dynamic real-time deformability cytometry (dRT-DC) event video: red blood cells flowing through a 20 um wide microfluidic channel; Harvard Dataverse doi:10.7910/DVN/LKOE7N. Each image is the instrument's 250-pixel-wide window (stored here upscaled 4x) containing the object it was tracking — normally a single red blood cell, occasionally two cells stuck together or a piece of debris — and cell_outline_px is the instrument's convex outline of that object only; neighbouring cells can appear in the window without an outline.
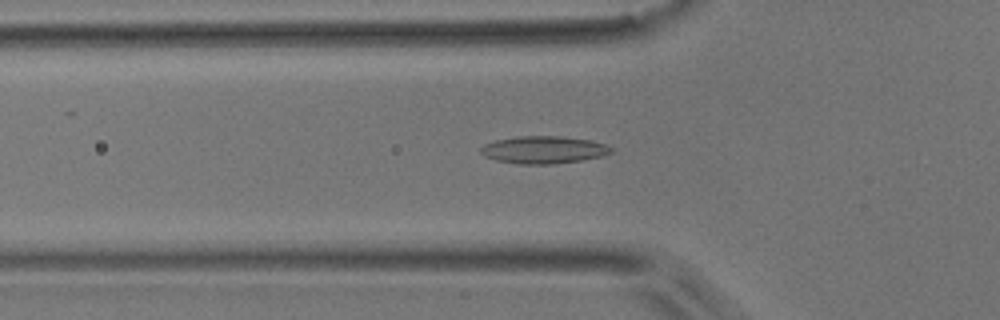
{"species": "common noctule bat (a hibernating species)", "species_latin": "Nyctalus noctula", "temperature_condition": "room temperature", "stored_images_in_passage": 39, "camera_frame_rate_fps": 3000, "um_per_image_px": 0.085, "animal": {"sex": "male", "body_mass_g": 17.9}, "frame": {"image": 1, "passage_image": 5, "time_ms": 1.333, "image_size_px": [1000, 320], "cell_outline_px": [[612, 152], [600, 156], [584, 160], [552, 164], [516, 164], [496, 160], [484, 156], [480, 152], [480, 148], [484, 144], [496, 140], [516, 136], [560, 136], [592, 140], [604, 144], [612, 148]], "centroid_in_image_um": [46.18, 12.73], "position_along_channel_um": 79.6, "area_um2": 20.92}}
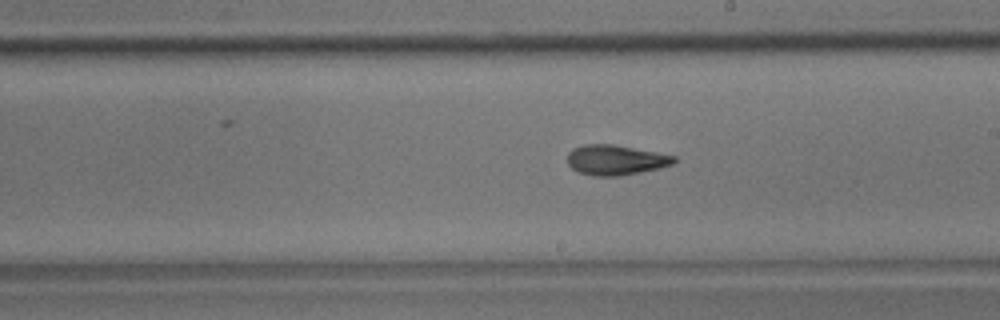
{"frame": {"image": 2, "passage_image": 17, "time_ms": 5.333, "image_size_px": [1000, 320], "cell_outline_px": [[676, 160], [672, 164], [660, 168], [620, 176], [592, 176], [576, 172], [568, 164], [568, 152], [572, 148], [584, 144], [612, 144], [656, 152], [676, 156]], "centroid_in_image_um": [52.29, 13.6], "position_along_channel_um": 236.7, "area_um2": 18.79}}
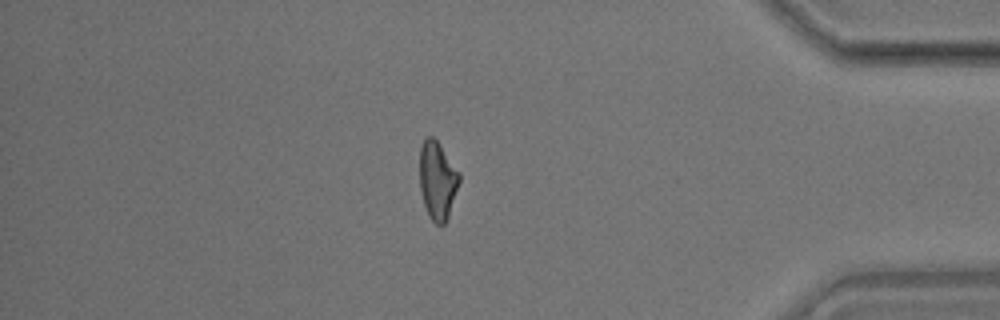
{"frame": {"image": 3, "passage_image": 32, "time_ms": 10.333, "image_size_px": [1000, 320], "cell_outline_px": [[460, 180], [448, 216], [444, 224], [436, 224], [428, 216], [424, 204], [420, 188], [420, 148], [424, 140], [428, 136], [432, 136], [440, 144], [460, 172]], "centroid_in_image_um": [37.18, 15.31], "position_along_channel_um": 398.0, "area_um2": 17.92}, "authors_computed_cell_mechanics": {"area_um2": 18.2648, "velocity_mm_per_s": 3.9063, "shape_relaxation_time_tau1_ms": 6.6344, "shape_relaxation_time_tau2_ms": 3.5541, "deformation_change_tau1": 0.1743, "deformation_change_tau2": 0.1207}}